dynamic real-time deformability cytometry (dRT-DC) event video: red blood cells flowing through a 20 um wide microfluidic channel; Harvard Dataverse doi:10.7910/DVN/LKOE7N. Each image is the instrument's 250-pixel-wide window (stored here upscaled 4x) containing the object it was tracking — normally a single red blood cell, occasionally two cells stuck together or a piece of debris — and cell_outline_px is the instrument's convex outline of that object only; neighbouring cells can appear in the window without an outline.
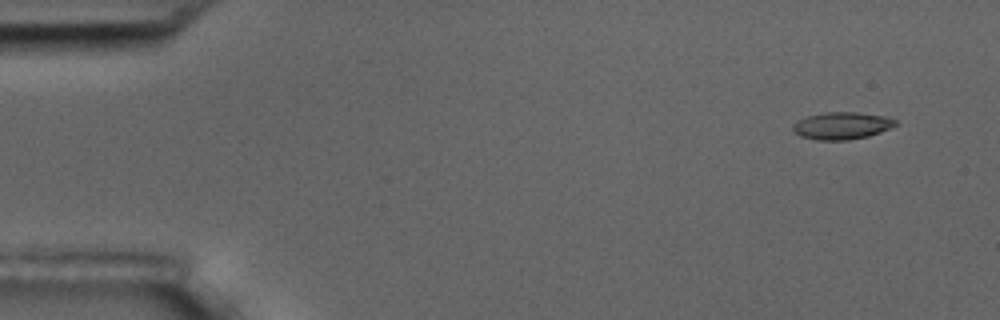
{"species": "common noctule bat (a hibernating species)", "species_latin": "Nyctalus noctula", "temperature_condition": "room temperature", "stored_images_in_passage": 4, "camera_frame_rate_fps": 3000, "um_per_image_px": 0.085, "animal": {"sex": "male", "body_mass_g": 17.5, "forearm_length_mm": 52.3}, "frame": {"image": 1, "passage_image": 1, "time_ms": 0.0, "image_size_px": [1000, 320], "cell_outline_px": [[900, 124], [892, 128], [868, 136], [848, 140], [816, 140], [800, 136], [792, 128], [792, 124], [808, 116], [824, 112], [856, 112], [884, 116], [896, 120]], "centroid_in_image_um": [71.59, 10.68], "position_along_channel_um": 13.4, "area_um2": 16.3}}
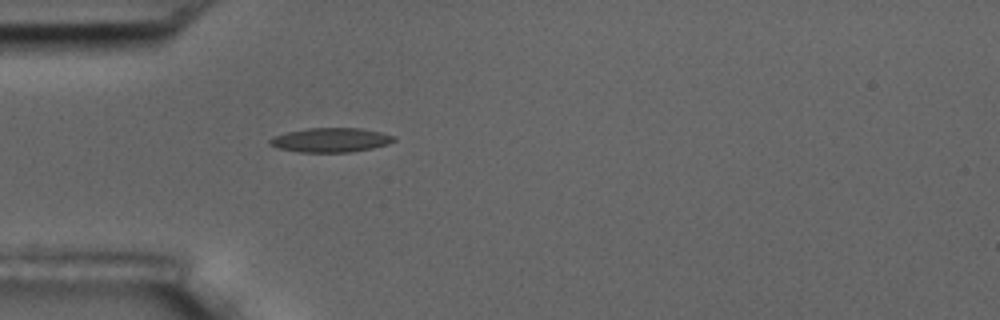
{"frame": {"image": 2, "passage_image": 4, "time_ms": 4.333, "image_size_px": [1000, 320], "cell_outline_px": [[396, 140], [388, 144], [372, 148], [352, 152], [300, 152], [276, 148], [268, 144], [268, 140], [272, 136], [288, 132], [308, 128], [360, 128], [380, 132], [396, 136]], "centroid_in_image_um": [28.09, 11.9], "position_along_channel_um": 56.9, "area_um2": 17.69}}